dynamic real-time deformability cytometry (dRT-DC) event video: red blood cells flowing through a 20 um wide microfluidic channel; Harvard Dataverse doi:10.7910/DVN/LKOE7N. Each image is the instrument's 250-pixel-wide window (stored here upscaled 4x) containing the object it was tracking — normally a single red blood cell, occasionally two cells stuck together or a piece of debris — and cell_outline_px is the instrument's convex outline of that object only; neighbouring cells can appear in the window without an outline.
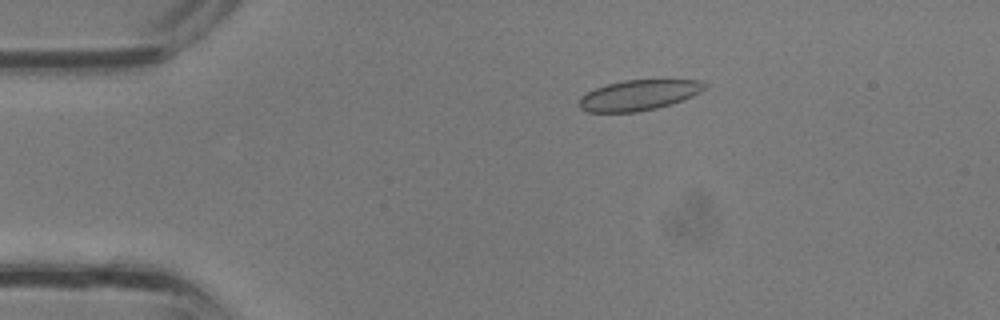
{"species": "common noctule bat (a hibernating species)", "species_latin": "Nyctalus noctula", "temperature_condition": "room temperature", "stored_images_in_passage": 36, "camera_frame_rate_fps": 3000, "um_per_image_px": 0.085, "animal": {"sex": "male", "body_mass_g": 13.3}, "frame": {"image": 1, "passage_image": 7, "time_ms": 2.0, "image_size_px": [1000, 320], "cell_outline_px": [[708, 84], [700, 92], [684, 100], [672, 104], [656, 108], [636, 112], [588, 112], [580, 108], [580, 96], [596, 88], [608, 84], [624, 80], [704, 80]], "centroid_in_image_um": [54.33, 8.08], "position_along_channel_um": 30.7, "area_um2": 22.2}}
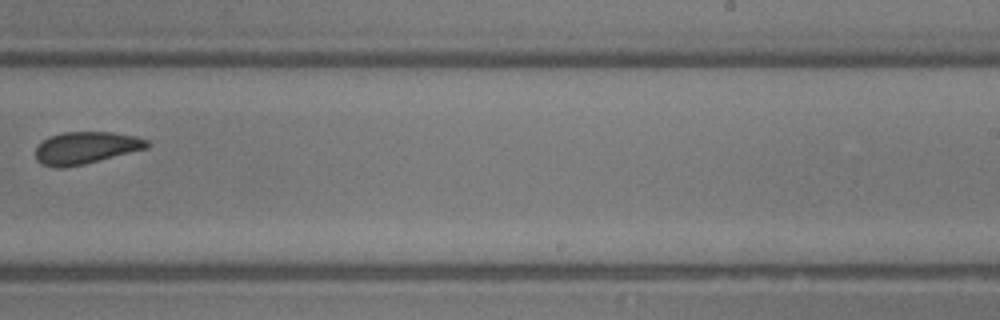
{"frame": {"image": 2, "passage_image": 23, "time_ms": 7.333, "image_size_px": [1000, 320], "cell_outline_px": [[152, 144], [148, 148], [84, 164], [64, 168], [56, 168], [40, 164], [36, 160], [36, 148], [48, 136], [64, 132], [112, 132], [136, 136], [148, 140]], "centroid_in_image_um": [7.31, 12.57], "position_along_channel_um": 281.7, "area_um2": 21.04}}
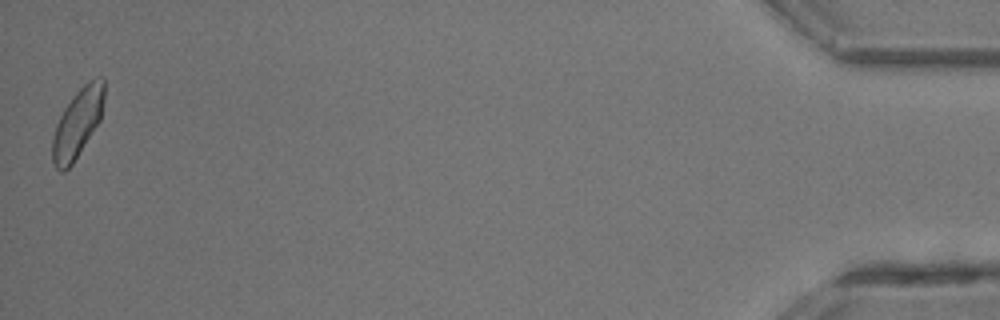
{"frame": {"image": 3, "passage_image": 36, "time_ms": 11.667, "image_size_px": [1000, 320], "cell_outline_px": [[104, 100], [100, 120], [72, 164], [64, 172], [60, 172], [56, 168], [52, 160], [52, 140], [56, 124], [64, 108], [72, 96], [88, 80], [100, 76], [104, 76]], "centroid_in_image_um": [6.59, 10.44], "position_along_channel_um": 428.6, "area_um2": 20.69}}